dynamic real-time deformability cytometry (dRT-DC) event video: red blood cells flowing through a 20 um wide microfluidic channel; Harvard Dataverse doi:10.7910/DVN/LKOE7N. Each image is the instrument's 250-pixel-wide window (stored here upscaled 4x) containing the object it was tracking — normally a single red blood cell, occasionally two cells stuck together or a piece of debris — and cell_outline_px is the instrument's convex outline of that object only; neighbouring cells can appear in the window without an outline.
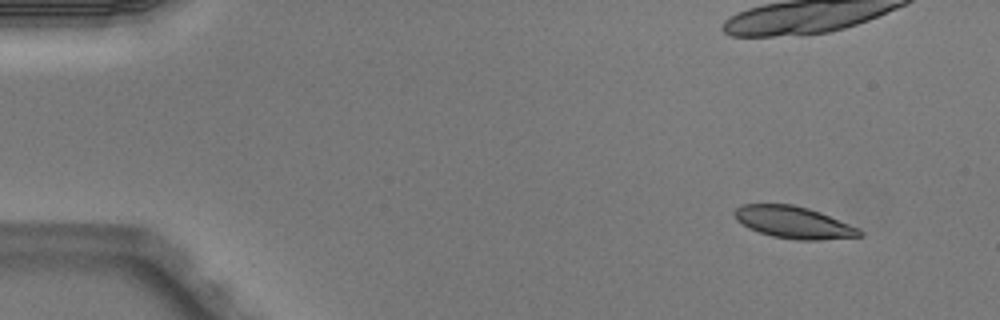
{"species": "Egyptian fruit bat (a non-hibernating species)", "species_latin": "Rousettus aegyptiacus", "temperature_condition": "warm", "stored_images_in_passage": 8, "camera_frame_rate_fps": 3000, "um_per_image_px": 0.085, "animal": {"sex": "male"}, "frame": {"image": 1, "passage_image": 2, "time_ms": 0.333, "image_size_px": [1000, 320], "cell_outline_px": [[864, 236], [820, 240], [796, 240], [772, 236], [748, 228], [736, 220], [732, 212], [740, 204], [792, 204], [808, 208], [820, 212], [860, 228], [864, 232]], "centroid_in_image_um": [67.47, 18.9], "position_along_channel_um": 17.5, "area_um2": 23.52}}
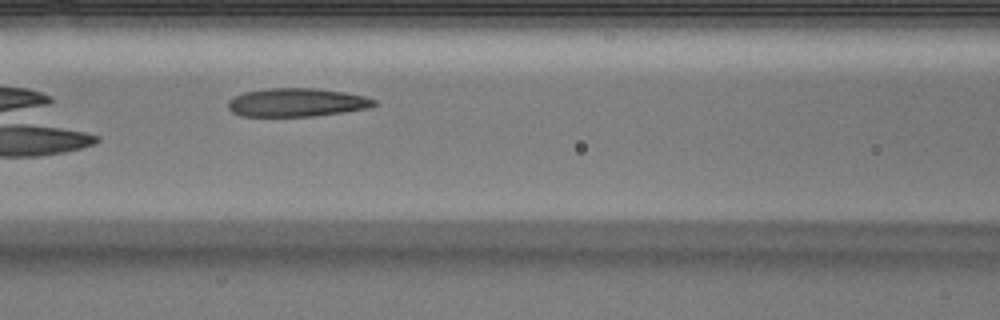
{"frame": {"image": 2, "passage_image": 7, "time_ms": 2.0, "image_size_px": [1000, 320], "cell_outline_px": [[376, 104], [368, 108], [344, 112], [312, 116], [240, 116], [232, 112], [228, 108], [228, 100], [244, 92], [272, 88], [316, 88], [344, 92], [364, 96], [376, 100]], "centroid_in_image_um": [25.22, 8.71], "position_along_channel_um": 141.4, "area_um2": 24.1}}
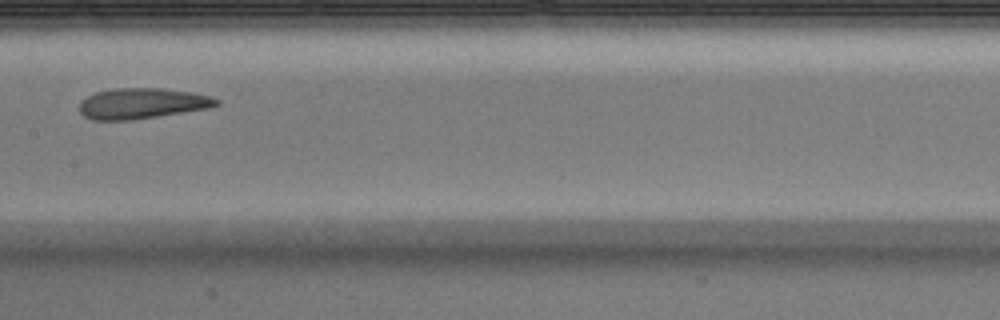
{"frame": {"image": 3, "passage_image": 8, "time_ms": 2.333, "image_size_px": [1000, 320], "cell_outline_px": [[220, 104], [208, 108], [132, 120], [92, 120], [84, 116], [80, 112], [80, 100], [96, 92], [112, 88], [164, 88], [212, 96], [220, 100]], "centroid_in_image_um": [12.06, 8.79], "position_along_channel_um": 195.3, "area_um2": 24.45}}